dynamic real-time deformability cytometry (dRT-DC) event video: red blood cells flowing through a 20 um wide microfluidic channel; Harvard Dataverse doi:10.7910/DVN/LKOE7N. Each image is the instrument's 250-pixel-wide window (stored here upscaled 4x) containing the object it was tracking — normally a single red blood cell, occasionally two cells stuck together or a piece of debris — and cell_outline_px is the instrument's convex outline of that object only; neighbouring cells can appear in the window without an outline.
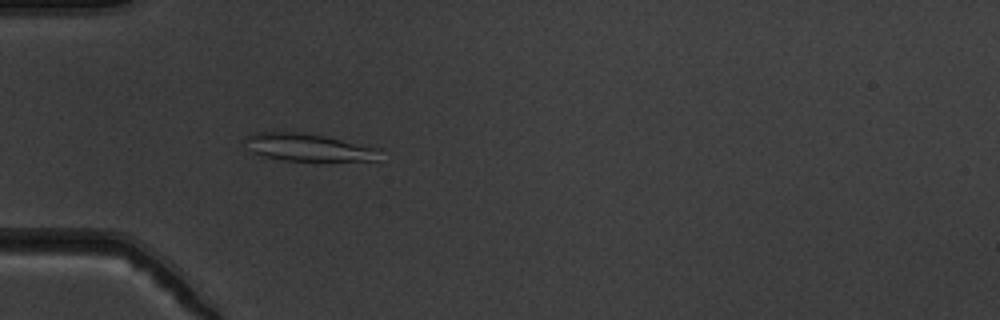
{"species": "common noctule bat (a hibernating species)", "species_latin": "Nyctalus noctula", "temperature_condition": "warm", "stored_images_in_passage": 54, "camera_frame_rate_fps": 3000, "um_per_image_px": 0.085, "animal": {"sex": "male", "body_mass_g": 19.5, "forearm_length_mm": 54.6}, "frame": {"image": 1, "passage_image": 18, "time_ms": 5.667, "image_size_px": [1000, 320], "cell_outline_px": [[380, 148], [376, 160], [316, 164], [284, 160], [264, 156], [252, 152], [244, 140], [248, 136], [256, 132], [304, 132], [324, 136]], "centroid_in_image_um": [26.26, 12.58], "position_along_channel_um": 58.7, "area_um2": 22.43}}
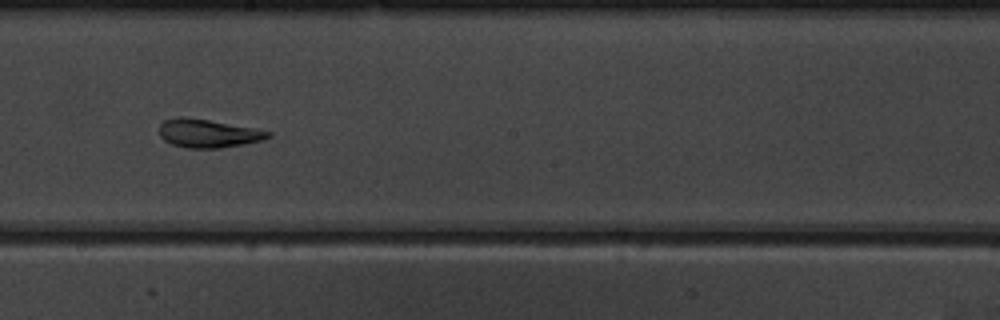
{"frame": {"image": 2, "passage_image": 32, "time_ms": 10.333, "image_size_px": [1000, 320], "cell_outline_px": [[272, 136], [260, 140], [244, 144], [220, 148], [188, 148], [172, 144], [164, 140], [160, 136], [160, 124], [164, 120], [176, 116], [184, 116], [256, 128], [272, 132]], "centroid_in_image_um": [17.67, 11.32], "position_along_channel_um": 230.5, "area_um2": 18.03}}
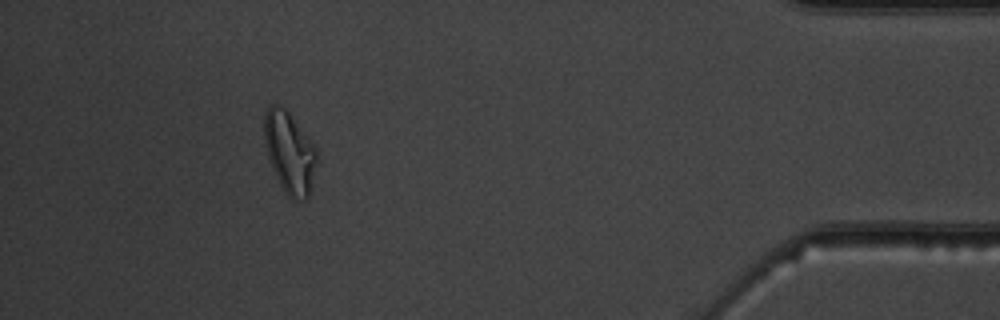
{"frame": {"image": 3, "passage_image": 50, "time_ms": 16.333, "image_size_px": [1000, 320], "cell_outline_px": [[316, 164], [312, 192], [304, 200], [292, 200], [284, 192], [272, 168], [268, 156], [264, 140], [264, 112], [268, 104], [280, 104], [288, 112], [312, 140], [316, 148]], "centroid_in_image_um": [24.62, 12.96], "position_along_channel_um": 410.6, "area_um2": 25.32}, "authors_computed_cell_mechanics": {"area_um2": 21.8484, "velocity_mm_per_s": 3.8286, "shape_relaxation_time_tau1_ms": 7.7887, "shape_relaxation_time_tau2_ms": 2.7907, "deformation_change_tau1": 0.1929, "deformation_change_tau2": 0.1038}}